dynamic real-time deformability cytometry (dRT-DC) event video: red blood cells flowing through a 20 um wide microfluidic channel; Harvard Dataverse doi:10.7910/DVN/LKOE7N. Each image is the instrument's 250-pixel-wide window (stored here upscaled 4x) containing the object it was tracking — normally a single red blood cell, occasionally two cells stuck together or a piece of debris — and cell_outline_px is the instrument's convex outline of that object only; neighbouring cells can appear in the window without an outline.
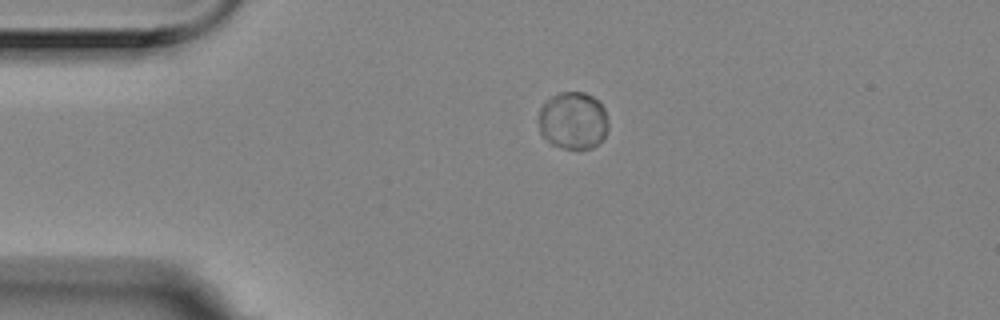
{"species": "Egyptian fruit bat (a non-hibernating species)", "species_latin": "Rousettus aegyptiacus", "temperature_condition": "room temperature", "stored_images_in_passage": 2, "camera_frame_rate_fps": 3000, "um_per_image_px": 0.085, "animal": {"sex": "female"}, "frame": {"image": 1, "passage_image": 1, "time_ms": 0.0, "image_size_px": [1000, 320], "cell_outline_px": [[608, 128], [604, 136], [592, 148], [564, 148], [552, 144], [540, 132], [536, 120], [540, 108], [544, 100], [560, 92], [584, 92], [592, 96], [604, 108], [608, 120]], "centroid_in_image_um": [48.67, 10.22], "position_along_channel_um": 36.3, "area_um2": 23.41}}